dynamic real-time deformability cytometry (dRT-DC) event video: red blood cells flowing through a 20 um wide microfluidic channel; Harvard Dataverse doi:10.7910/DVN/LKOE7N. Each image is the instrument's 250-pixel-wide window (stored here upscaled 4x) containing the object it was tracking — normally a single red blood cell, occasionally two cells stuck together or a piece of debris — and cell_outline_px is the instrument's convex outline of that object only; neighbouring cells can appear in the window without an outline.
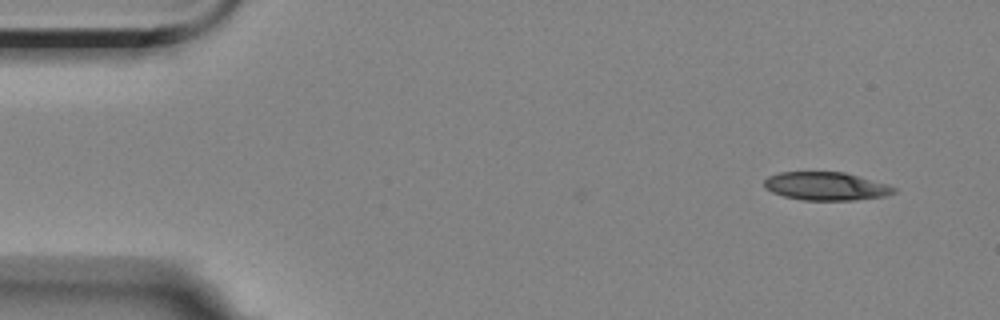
{"species": "Egyptian fruit bat (a non-hibernating species)", "species_latin": "Rousettus aegyptiacus", "temperature_condition": "room temperature", "stored_images_in_passage": 5, "segment_of_instrument_passage": [1, 2], "camera_frame_rate_fps": 3000, "um_per_image_px": 0.085, "animal": {"sex": "female"}, "frame": {"image": 1, "passage_image": 1, "time_ms": 0.0, "image_size_px": [1000, 320], "cell_outline_px": [[896, 192], [884, 196], [856, 200], [804, 200], [784, 196], [772, 192], [764, 188], [764, 180], [768, 176], [780, 172], [844, 172], [888, 184], [896, 188]], "centroid_in_image_um": [70.2, 15.82], "position_along_channel_um": 14.8, "area_um2": 21.33}}
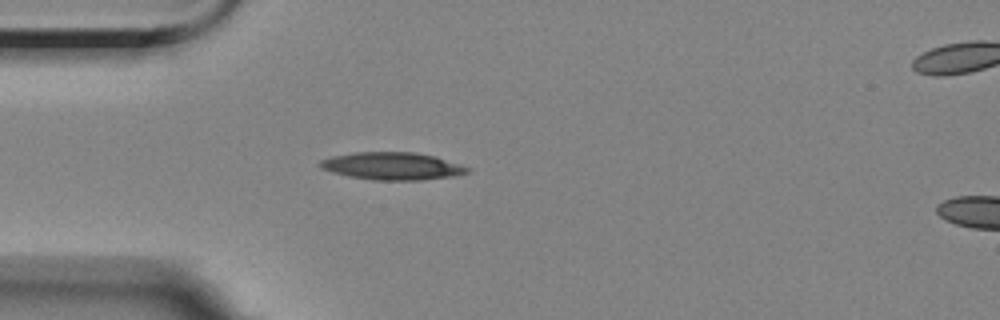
{"frame": {"image": 2, "passage_image": 4, "time_ms": 3.667, "image_size_px": [1000, 320], "cell_outline_px": [[472, 168], [468, 172], [452, 176], [420, 180], [372, 180], [348, 176], [332, 172], [320, 168], [316, 164], [320, 160], [332, 156], [352, 152], [416, 152], [436, 156]], "centroid_in_image_um": [33.31, 14.11], "position_along_channel_um": 51.7, "area_um2": 23.81}}